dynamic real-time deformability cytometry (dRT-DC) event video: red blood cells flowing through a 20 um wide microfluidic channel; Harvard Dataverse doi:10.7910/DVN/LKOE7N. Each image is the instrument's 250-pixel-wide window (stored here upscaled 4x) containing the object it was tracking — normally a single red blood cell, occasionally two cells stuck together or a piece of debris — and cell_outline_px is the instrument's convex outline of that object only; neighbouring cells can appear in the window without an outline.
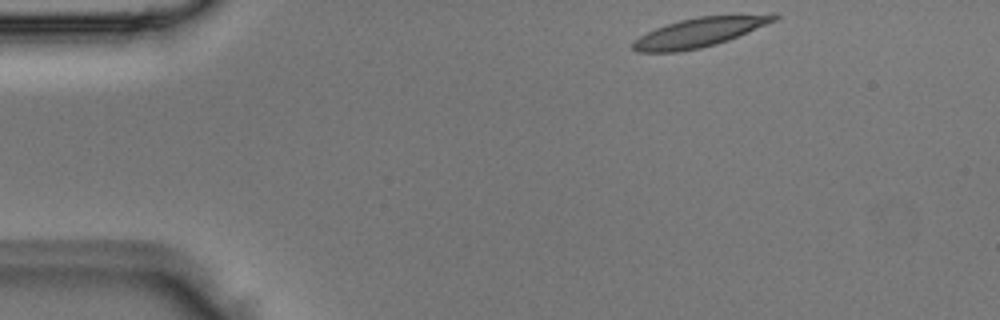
{"species": "Egyptian fruit bat (a non-hibernating species)", "species_latin": "Rousettus aegyptiacus", "temperature_condition": "room temperature", "stored_images_in_passage": 3, "camera_frame_rate_fps": 3000, "um_per_image_px": 0.085, "animal": {"sex": "male"}, "frame": {"image": 1, "passage_image": 1, "time_ms": 0.0, "image_size_px": [1000, 320], "cell_outline_px": [[780, 16], [776, 20], [728, 40], [716, 44], [700, 48], [680, 52], [636, 52], [632, 48], [632, 44], [640, 36], [656, 28], [680, 20], [696, 16], [776, 12]], "centroid_in_image_um": [59.53, 2.71], "position_along_channel_um": 25.5, "area_um2": 24.33}}
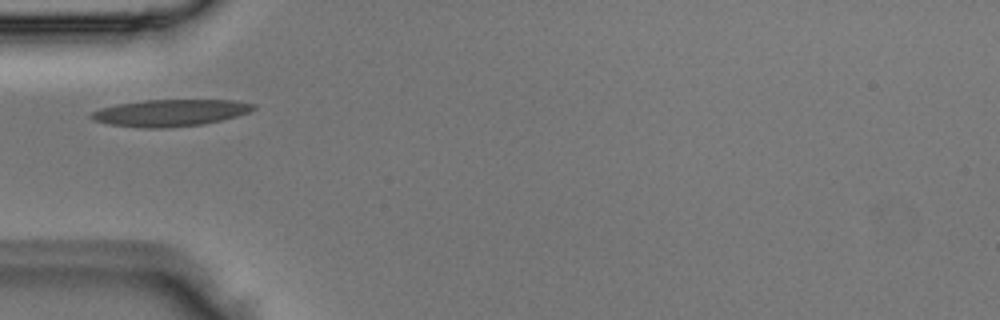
{"frame": {"image": 2, "passage_image": 3, "time_ms": 0.667, "image_size_px": [1000, 320], "cell_outline_px": [[256, 108], [248, 112], [236, 116], [204, 124], [164, 128], [144, 128], [108, 124], [92, 120], [88, 116], [92, 112], [100, 108], [116, 104], [144, 100], [236, 100], [256, 104]], "centroid_in_image_um": [14.44, 9.59], "position_along_channel_um": 70.6, "area_um2": 25.43}}